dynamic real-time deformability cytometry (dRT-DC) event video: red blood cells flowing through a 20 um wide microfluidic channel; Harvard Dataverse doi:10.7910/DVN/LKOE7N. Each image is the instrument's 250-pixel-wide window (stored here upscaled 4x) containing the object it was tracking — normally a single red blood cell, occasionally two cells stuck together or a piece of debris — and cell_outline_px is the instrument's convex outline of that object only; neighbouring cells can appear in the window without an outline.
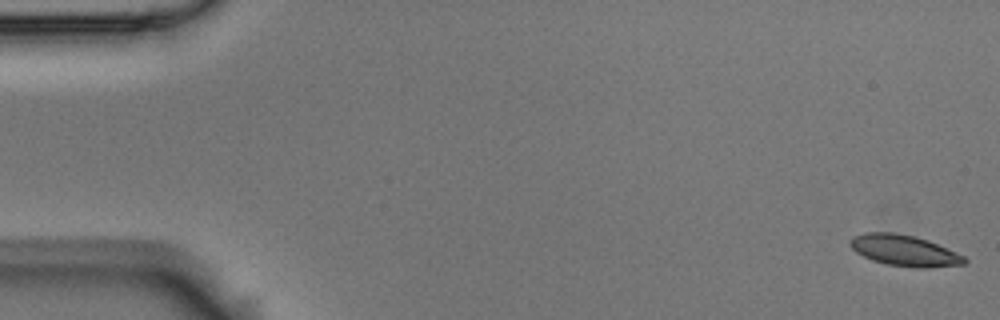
{"species": "Egyptian fruit bat (a non-hibernating species)", "species_latin": "Rousettus aegyptiacus", "temperature_condition": "room temperature", "stored_images_in_passage": 57, "camera_frame_rate_fps": 3000, "um_per_image_px": 0.085, "animal": {"sex": "male"}, "frame": {"image": 1, "passage_image": 1, "time_ms": 0.0, "image_size_px": [1000, 320], "cell_outline_px": [[968, 260], [964, 264], [928, 268], [916, 268], [888, 264], [872, 260], [856, 252], [848, 244], [848, 240], [852, 236], [864, 232], [896, 232], [928, 240], [964, 256]], "centroid_in_image_um": [76.83, 21.28], "position_along_channel_um": 8.2, "area_um2": 20.69}}
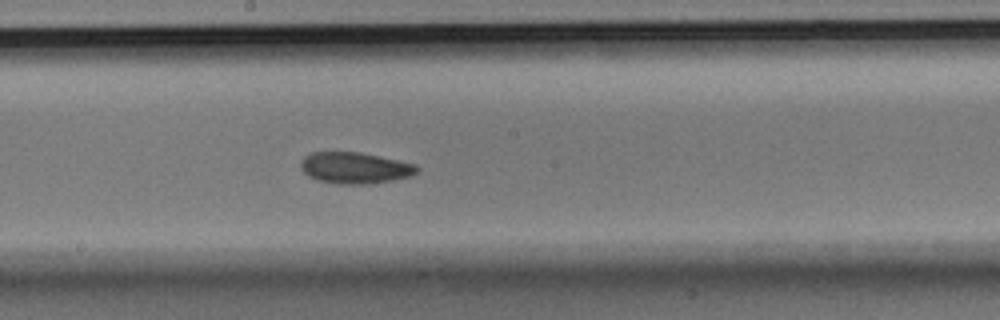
{"frame": {"image": 2, "passage_image": 31, "time_ms": 10.0, "image_size_px": [1000, 320], "cell_outline_px": [[420, 168], [412, 176], [392, 180], [368, 184], [336, 184], [316, 180], [308, 176], [300, 168], [300, 164], [304, 156], [312, 152], [360, 152], [380, 156], [416, 164]], "centroid_in_image_um": [30.16, 14.27], "position_along_channel_um": 218.0, "area_um2": 21.39}}
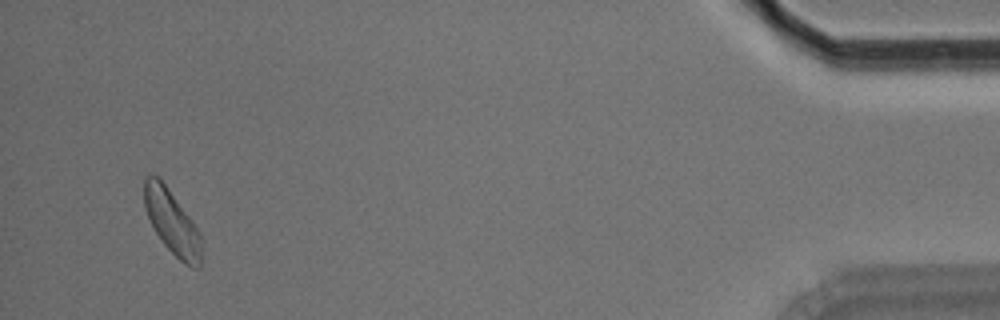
{"frame": {"image": 3, "passage_image": 55, "time_ms": 18.0, "image_size_px": [1000, 320], "cell_outline_px": [[200, 268], [192, 268], [184, 264], [164, 244], [156, 232], [144, 208], [144, 176], [156, 176], [164, 184], [200, 232]], "centroid_in_image_um": [14.6, 18.91], "position_along_channel_um": 420.6, "area_um2": 20.63}, "authors_computed_cell_mechanics": {"area_um2": 20.8658, "velocity_mm_per_s": 3.4959, "shape_relaxation_time_tau1_ms": 3.5868, "shape_relaxation_time_tau2_ms": 5.5005, "deformation_change_tau1": 0.0951, "deformation_change_tau2": 0.0903}}